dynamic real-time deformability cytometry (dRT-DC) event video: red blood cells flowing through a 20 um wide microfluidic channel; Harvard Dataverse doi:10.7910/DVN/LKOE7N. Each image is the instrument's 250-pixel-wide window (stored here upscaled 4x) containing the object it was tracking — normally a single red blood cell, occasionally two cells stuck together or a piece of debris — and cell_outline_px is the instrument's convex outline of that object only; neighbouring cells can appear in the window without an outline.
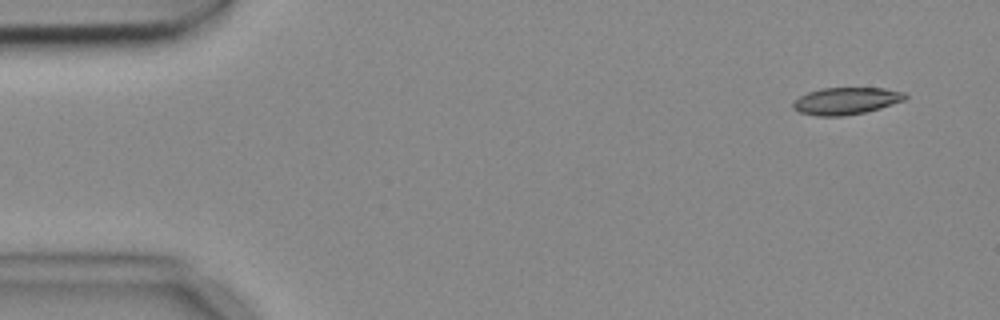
{"species": "common noctule bat (a hibernating species)", "species_latin": "Nyctalus noctula", "temperature_condition": "cold", "stored_images_in_passage": 4, "camera_frame_rate_fps": 3000, "um_per_image_px": 0.085, "animal": {"sex": "female", "body_mass_g": 18.4}, "frame": {"image": 1, "passage_image": 1, "time_ms": 0.0, "image_size_px": [1000, 320], "cell_outline_px": [[908, 96], [904, 100], [880, 108], [864, 112], [844, 116], [816, 116], [800, 112], [792, 108], [792, 104], [800, 96], [808, 92], [820, 88], [884, 88], [904, 92]], "centroid_in_image_um": [71.91, 8.57], "position_along_channel_um": 13.1, "area_um2": 17.63}}
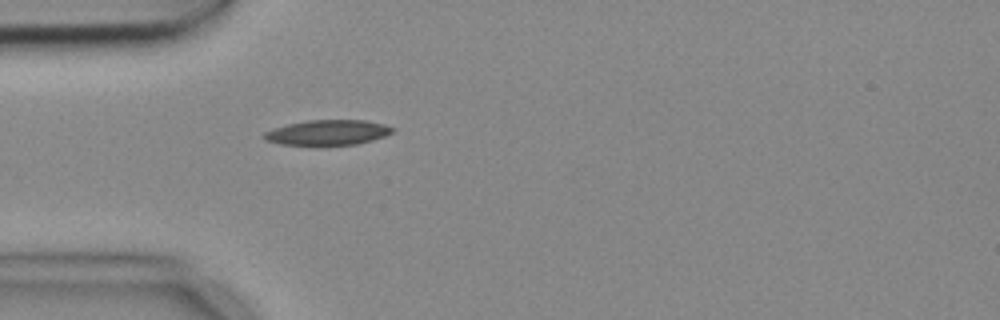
{"frame": {"image": 2, "passage_image": 4, "time_ms": 1.0, "image_size_px": [1000, 320], "cell_outline_px": [[396, 128], [392, 132], [384, 136], [372, 140], [356, 144], [280, 144], [264, 140], [260, 136], [264, 132], [288, 124], [308, 120], [364, 120], [384, 124]], "centroid_in_image_um": [27.85, 11.25], "position_along_channel_um": 57.2, "area_um2": 18.55}}